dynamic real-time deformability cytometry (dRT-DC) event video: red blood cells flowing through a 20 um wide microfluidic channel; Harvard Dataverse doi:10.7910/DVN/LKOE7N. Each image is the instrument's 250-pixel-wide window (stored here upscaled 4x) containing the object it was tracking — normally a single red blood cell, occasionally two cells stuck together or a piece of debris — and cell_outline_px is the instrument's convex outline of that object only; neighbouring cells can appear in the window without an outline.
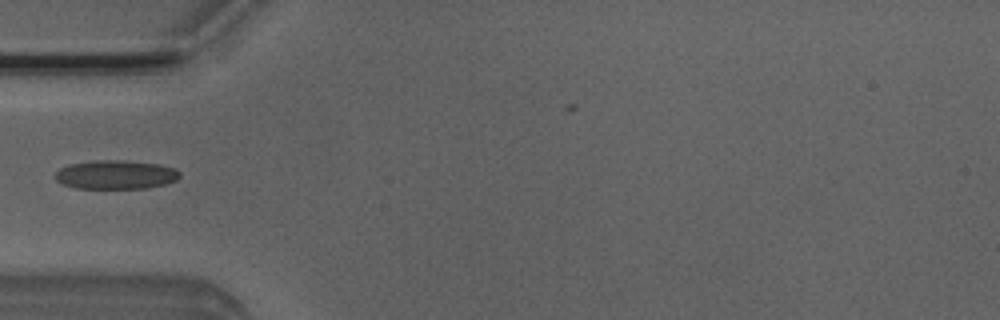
{"species": "Egyptian fruit bat (a non-hibernating species)", "species_latin": "Rousettus aegyptiacus", "temperature_condition": "room temperature", "stored_images_in_passage": 28, "camera_frame_rate_fps": 3000, "um_per_image_px": 0.085, "animal": {"sex": "male"}, "frame": {"image": 1, "passage_image": 1, "time_ms": 0.0, "image_size_px": [1000, 320], "cell_outline_px": [[180, 176], [176, 180], [164, 184], [148, 188], [76, 188], [64, 184], [56, 180], [56, 172], [60, 168], [68, 164], [92, 160], [124, 160], [160, 164], [176, 168], [180, 172]], "centroid_in_image_um": [9.86, 14.83], "position_along_channel_um": 75.1, "area_um2": 21.04}}
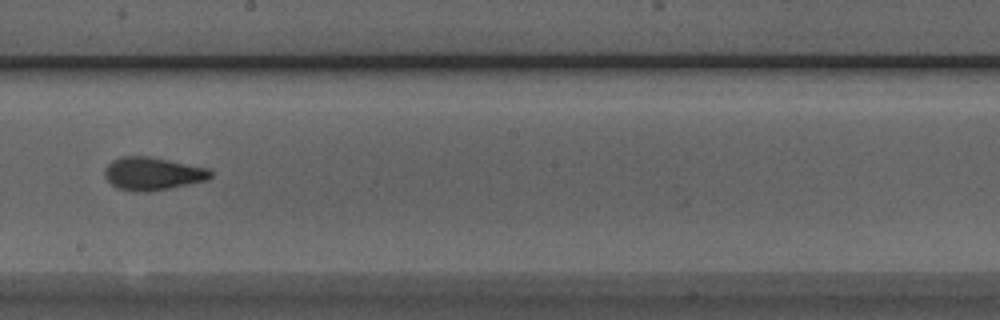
{"frame": {"image": 2, "passage_image": 13, "time_ms": 4.0, "image_size_px": [1000, 320], "cell_outline_px": [[212, 176], [208, 180], [172, 188], [148, 192], [136, 192], [116, 188], [104, 176], [104, 168], [112, 160], [120, 156], [148, 156], [208, 168], [212, 172]], "centroid_in_image_um": [12.96, 14.77], "position_along_channel_um": 235.2, "area_um2": 20.52}}
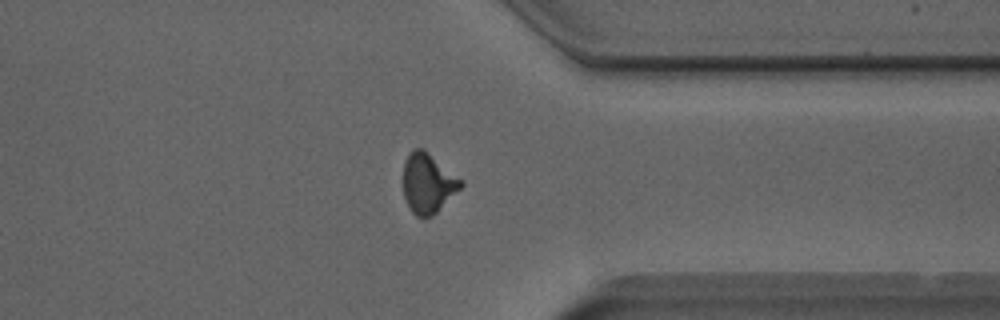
{"frame": {"image": 3, "passage_image": 24, "time_ms": 7.667, "image_size_px": [1000, 320], "cell_outline_px": [[464, 184], [432, 216], [416, 216], [412, 212], [404, 196], [404, 164], [408, 152], [412, 148], [424, 148], [464, 180]], "centroid_in_image_um": [36.39, 15.52], "position_along_channel_um": 375.0, "area_um2": 20.06}}